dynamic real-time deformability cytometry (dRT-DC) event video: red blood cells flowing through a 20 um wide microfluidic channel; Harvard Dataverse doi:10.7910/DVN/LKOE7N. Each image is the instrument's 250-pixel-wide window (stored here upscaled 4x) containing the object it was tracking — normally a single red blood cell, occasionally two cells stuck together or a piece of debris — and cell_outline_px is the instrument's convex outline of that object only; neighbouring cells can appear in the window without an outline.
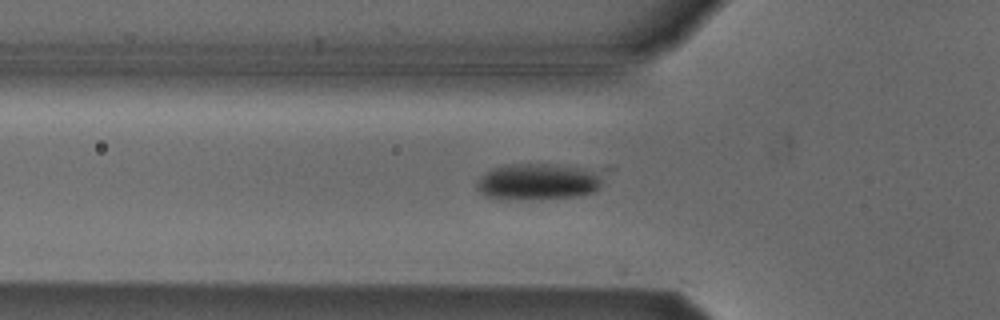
{"species": "Egyptian fruit bat (a non-hibernating species)", "species_latin": "Rousettus aegyptiacus", "temperature_condition": "cold", "stored_images_in_passage": 38, "camera_frame_rate_fps": 3000, "um_per_image_px": 0.085, "animal": {"sex": "male"}, "frame": {"image": 1, "passage_image": 2, "time_ms": 0.333, "image_size_px": [1000, 320], "cell_outline_px": [[616, 168], [600, 188], [592, 192], [580, 196], [524, 200], [484, 196], [476, 188], [476, 180], [484, 172], [492, 168], [504, 164], [608, 164]], "centroid_in_image_um": [46.13, 15.35], "position_along_channel_um": 79.7, "area_um2": 29.59}}
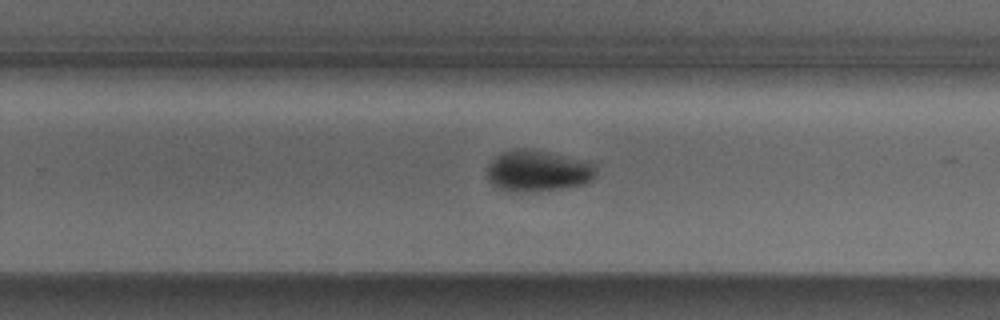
{"frame": {"image": 2, "passage_image": 18, "time_ms": 5.667, "image_size_px": [1000, 320], "cell_outline_px": [[596, 176], [588, 184], [560, 188], [512, 192], [500, 188], [492, 184], [488, 180], [488, 164], [500, 152], [520, 148], [532, 148], [588, 160], [596, 164]], "centroid_in_image_um": [45.77, 14.49], "position_along_channel_um": 284.0, "area_um2": 26.53}}
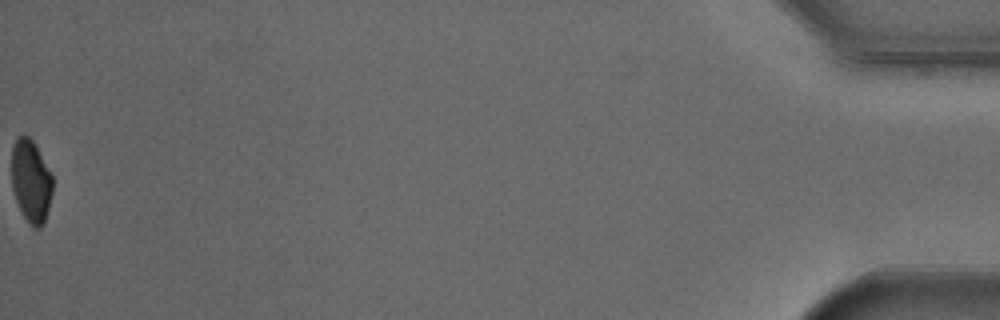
{"frame": {"image": 3, "passage_image": 38, "time_ms": 12.333, "image_size_px": [1000, 320], "cell_outline_px": [[52, 192], [44, 224], [40, 228], [32, 228], [24, 216], [16, 200], [12, 188], [12, 148], [16, 140], [24, 132], [32, 140], [52, 176]], "centroid_in_image_um": [2.62, 15.41], "position_along_channel_um": 432.6, "area_um2": 19.48}, "authors_computed_cell_mechanics": {"area_um2": 24.9985, "velocity_mm_per_s": 3.8223, "shape_relaxation_time_tau1_ms": 2.115, "shape_relaxation_time_tau2_ms": null, "deformation_change_tau1": 0.0928, "deformation_change_tau2": null}}